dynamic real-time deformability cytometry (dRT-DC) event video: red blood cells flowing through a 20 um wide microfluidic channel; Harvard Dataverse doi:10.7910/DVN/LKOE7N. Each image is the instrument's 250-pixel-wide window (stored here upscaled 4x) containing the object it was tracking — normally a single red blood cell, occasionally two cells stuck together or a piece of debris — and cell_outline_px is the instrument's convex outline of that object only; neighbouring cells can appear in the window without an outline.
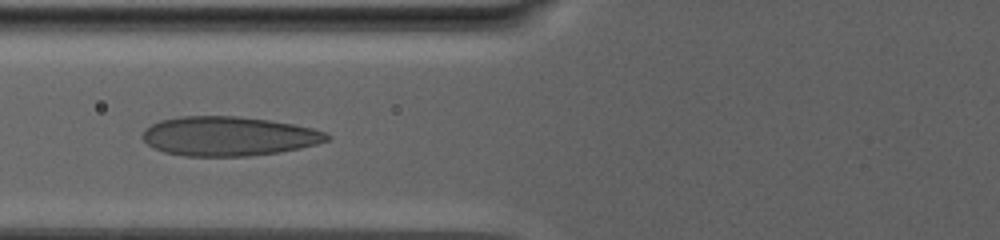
{"species": "human", "species_latin": "Homo sapiens", "temperature_condition": "warm", "stored_images_in_passage": 89, "camera_frame_rate_fps": 3000, "um_per_image_px": 0.085, "donor": {"sex": "male"}, "frame": {"image": 1, "passage_image": 40, "time_ms": 13.0, "image_size_px": [1000, 240], "cell_outline_px": [[332, 136], [328, 140], [316, 144], [300, 148], [280, 152], [248, 156], [184, 156], [164, 152], [148, 144], [140, 136], [152, 124], [160, 120], [180, 116], [236, 116], [268, 120], [292, 124], [312, 128], [324, 132]], "centroid_in_image_um": [19.43, 11.58], "position_along_channel_um": 106.4, "area_um2": 42.08}}
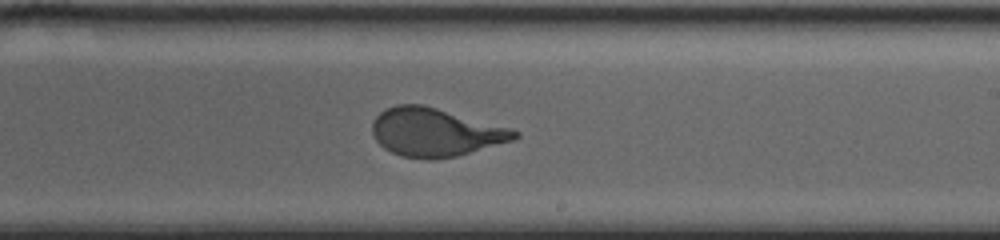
{"frame": {"image": 2, "passage_image": 58, "time_ms": 19.0, "image_size_px": [1000, 240], "cell_outline_px": [[520, 136], [516, 140], [456, 156], [432, 160], [428, 160], [400, 156], [384, 148], [376, 140], [372, 132], [372, 120], [384, 108], [396, 104], [424, 104], [512, 128], [520, 132]], "centroid_in_image_um": [37.02, 11.24], "position_along_channel_um": 252.0, "area_um2": 40.58}}
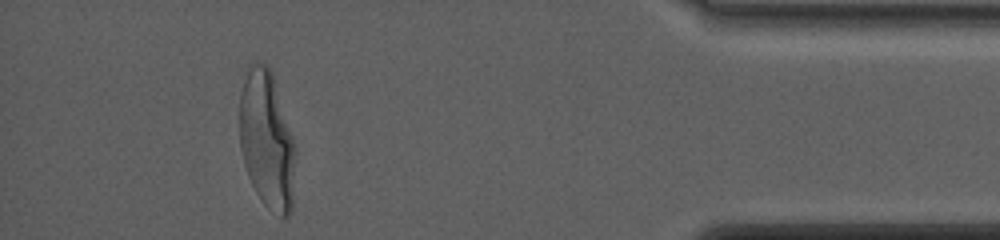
{"frame": {"image": 3, "passage_image": 83, "time_ms": 27.333, "image_size_px": [1000, 240], "cell_outline_px": [[292, 212], [288, 216], [280, 216], [268, 208], [260, 200], [248, 176], [244, 164], [240, 148], [240, 96], [248, 64], [256, 60], [268, 64], [272, 72], [292, 140]], "centroid_in_image_um": [22.62, 11.85], "position_along_channel_um": 412.6, "area_um2": 43.7}, "authors_computed_cell_mechanics": {"area_um2": 42.483, "velocity_mm_per_s": 2.428, "shape_relaxation_time_tau1_ms": 8.2564, "shape_relaxation_time_tau2_ms": null, "deformation_change_tau1": 0.2418, "deformation_change_tau2": null}}